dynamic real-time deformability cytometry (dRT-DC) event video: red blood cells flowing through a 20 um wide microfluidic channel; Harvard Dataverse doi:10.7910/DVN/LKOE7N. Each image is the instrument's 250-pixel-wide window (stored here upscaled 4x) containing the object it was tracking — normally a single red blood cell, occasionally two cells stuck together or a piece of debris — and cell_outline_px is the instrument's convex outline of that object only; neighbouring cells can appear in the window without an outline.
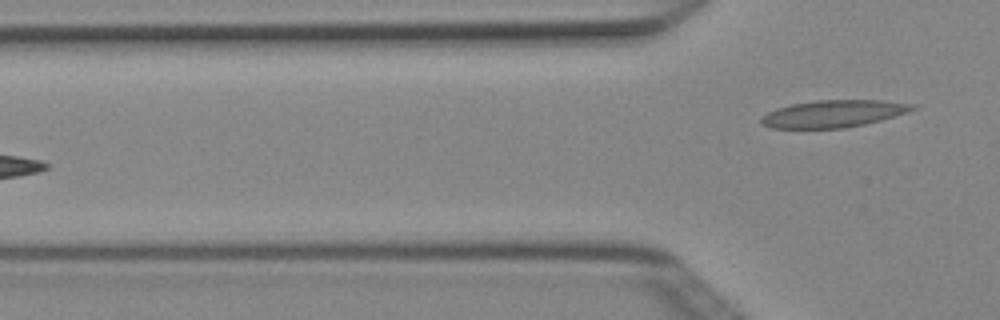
{"species": "Egyptian fruit bat (a non-hibernating species)", "species_latin": "Rousettus aegyptiacus", "temperature_condition": "cold", "stored_images_in_passage": 5, "camera_frame_rate_fps": 3000, "um_per_image_px": 0.085, "animal": {"sex": "female"}, "frame": {"image": 1, "passage_image": 5, "time_ms": 1.333, "image_size_px": [1000, 320], "cell_outline_px": [[916, 108], [880, 120], [864, 124], [844, 128], [772, 128], [760, 124], [760, 120], [768, 112], [776, 108], [792, 104], [816, 100], [880, 100], [916, 104]], "centroid_in_image_um": [70.8, 9.66], "position_along_channel_um": 55.0, "area_um2": 23.7}}